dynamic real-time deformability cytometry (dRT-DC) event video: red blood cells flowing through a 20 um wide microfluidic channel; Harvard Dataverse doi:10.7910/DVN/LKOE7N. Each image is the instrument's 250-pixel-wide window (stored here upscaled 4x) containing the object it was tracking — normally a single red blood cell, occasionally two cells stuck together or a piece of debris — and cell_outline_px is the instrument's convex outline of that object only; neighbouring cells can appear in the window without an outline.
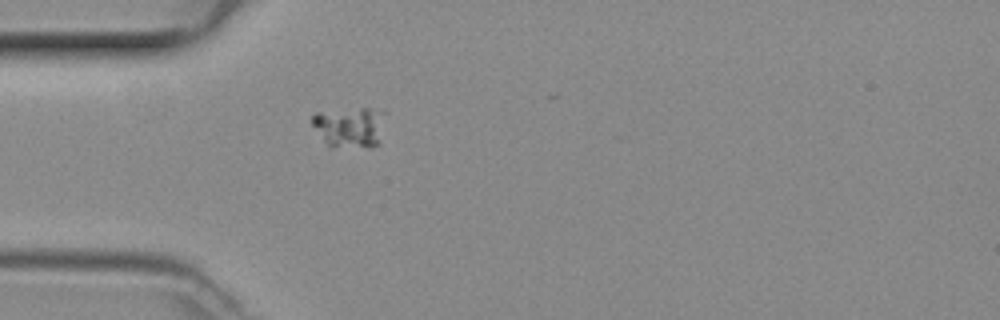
{"species": "common noctule bat (a hibernating species)", "species_latin": "Nyctalus noctula", "temperature_condition": "room temperature", "stored_images_in_passage": 10, "camera_frame_rate_fps": 3000, "um_per_image_px": 0.085, "animal": {"sex": "female", "body_mass_g": 29.2, "forearm_length_mm": 56.3}, "frame": {"image": 1, "passage_image": 1, "time_ms": 0.0, "image_size_px": [1000, 320], "cell_outline_px": [[388, 112], [380, 144], [372, 148], [332, 148], [324, 140], [312, 124], [312, 116], [316, 112], [360, 108], [384, 108]], "centroid_in_image_um": [29.86, 10.81], "position_along_channel_um": 55.1, "area_um2": 18.21}}
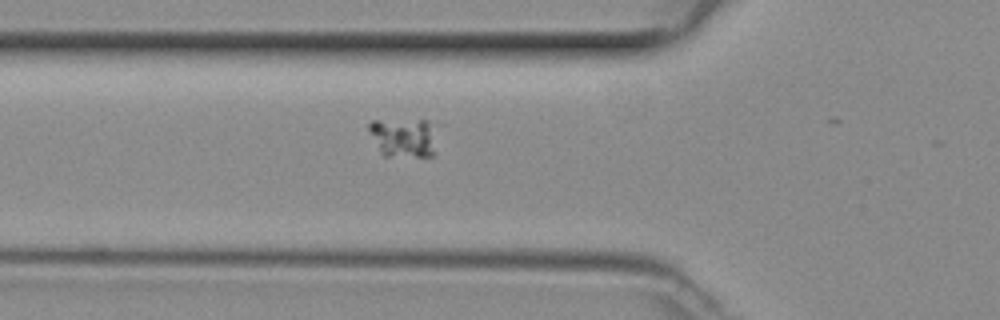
{"frame": {"image": 2, "passage_image": 4, "time_ms": 1.0, "image_size_px": [1000, 320], "cell_outline_px": [[444, 124], [432, 156], [384, 156], [368, 132], [368, 124], [372, 120], [428, 120]], "centroid_in_image_um": [34.47, 11.63], "position_along_channel_um": 91.3, "area_um2": 16.7}}
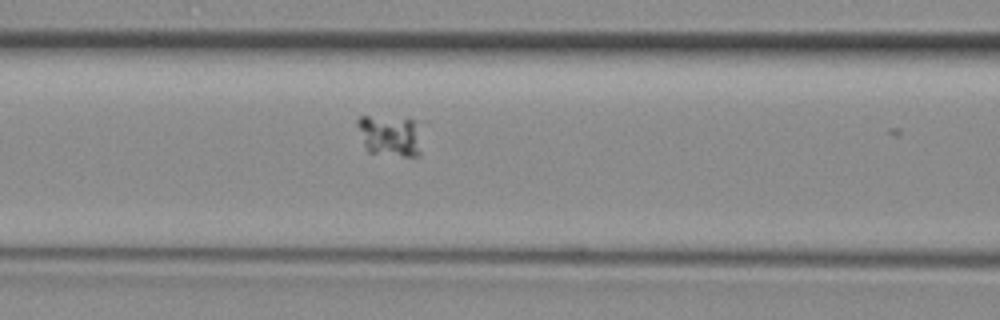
{"frame": {"image": 3, "passage_image": 7, "time_ms": 2.0, "image_size_px": [1000, 320], "cell_outline_px": [[420, 156], [400, 156], [368, 152], [364, 144], [356, 124], [356, 120], [360, 116], [368, 116], [412, 120], [420, 152]], "centroid_in_image_um": [33.03, 11.56], "position_along_channel_um": 133.6, "area_um2": 14.68}}